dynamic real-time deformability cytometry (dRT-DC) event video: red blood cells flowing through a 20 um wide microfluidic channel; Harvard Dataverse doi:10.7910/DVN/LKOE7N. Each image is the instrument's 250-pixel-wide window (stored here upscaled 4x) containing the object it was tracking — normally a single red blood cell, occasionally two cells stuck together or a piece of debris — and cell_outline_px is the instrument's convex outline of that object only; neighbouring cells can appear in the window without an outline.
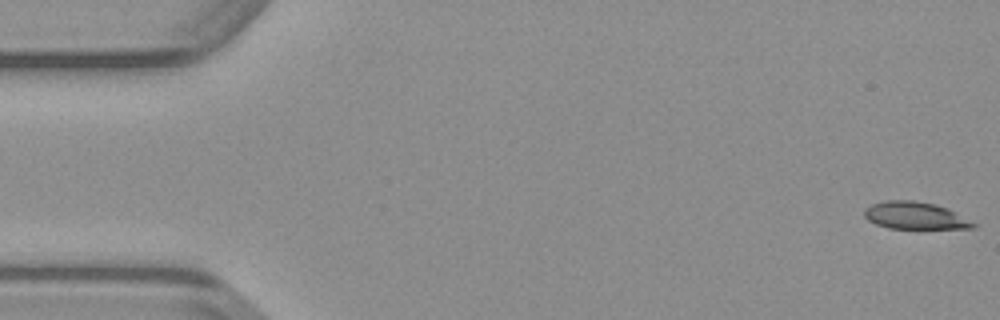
{"species": "common noctule bat (a hibernating species)", "species_latin": "Nyctalus noctula", "temperature_condition": "warm", "stored_images_in_passage": 40, "camera_frame_rate_fps": 3000, "um_per_image_px": 0.085, "animal": {"sex": "male", "body_mass_g": 23.1, "forearm_length_mm": 52.7}, "frame": {"image": 1, "passage_image": 1, "time_ms": 0.0, "image_size_px": [1000, 320], "cell_outline_px": [[980, 224], [976, 228], [888, 228], [876, 224], [868, 220], [864, 216], [864, 208], [872, 204], [884, 200], [912, 200], [936, 204], [948, 208]], "centroid_in_image_um": [77.82, 18.32], "position_along_channel_um": 7.2, "area_um2": 17.51}}
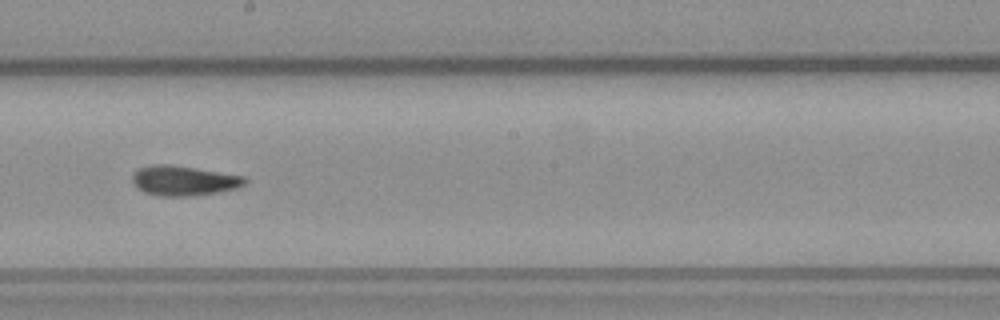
{"frame": {"image": 2, "passage_image": 27, "time_ms": 8.667, "image_size_px": [1000, 320], "cell_outline_px": [[248, 180], [244, 184], [236, 188], [216, 192], [188, 196], [156, 196], [144, 192], [132, 180], [132, 172], [140, 168], [152, 164], [172, 164], [244, 176]], "centroid_in_image_um": [15.6, 15.34], "position_along_channel_um": 232.6, "area_um2": 19.48}}
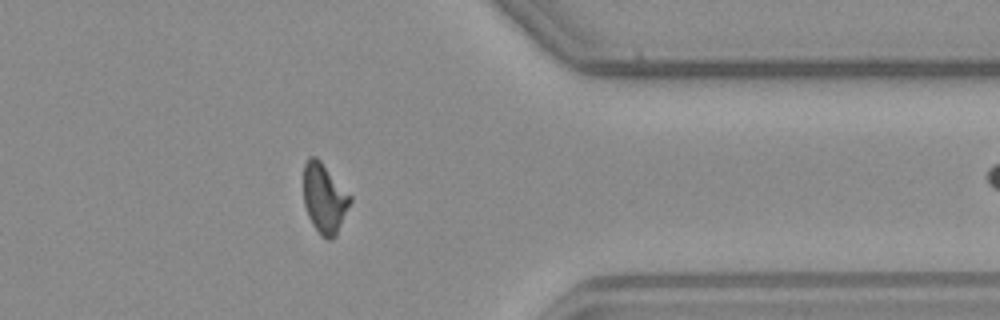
{"frame": {"image": 3, "passage_image": 39, "time_ms": 12.667, "image_size_px": [1000, 320], "cell_outline_px": [[352, 200], [336, 236], [332, 240], [328, 240], [320, 236], [312, 224], [308, 216], [304, 204], [304, 164], [308, 156], [316, 156], [320, 160], [352, 196]], "centroid_in_image_um": [27.57, 16.87], "position_along_channel_um": 383.8, "area_um2": 19.13}}